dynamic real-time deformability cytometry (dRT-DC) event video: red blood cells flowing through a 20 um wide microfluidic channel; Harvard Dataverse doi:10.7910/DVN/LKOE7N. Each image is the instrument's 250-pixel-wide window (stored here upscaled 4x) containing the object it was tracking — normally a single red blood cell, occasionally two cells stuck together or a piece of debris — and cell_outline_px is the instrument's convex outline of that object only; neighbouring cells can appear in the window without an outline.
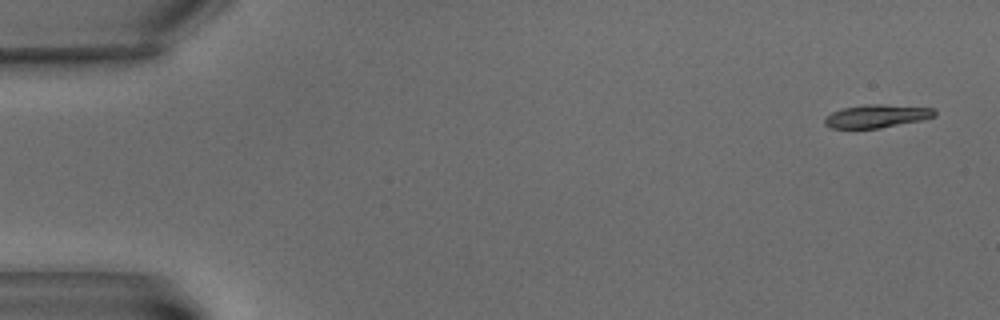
{"species": "common noctule bat (a hibernating species)", "species_latin": "Nyctalus noctula", "temperature_condition": "warm", "stored_images_in_passage": 6, "camera_frame_rate_fps": 3000, "um_per_image_px": 0.085, "animal": {"sex": "male", "body_mass_g": 15.6}, "frame": {"image": 1, "passage_image": 1, "time_ms": 0.0, "image_size_px": [1000, 320], "cell_outline_px": [[936, 116], [920, 120], [880, 128], [832, 128], [824, 124], [824, 120], [832, 112], [844, 108], [864, 104], [880, 104], [936, 108]], "centroid_in_image_um": [74.55, 9.86], "position_along_channel_um": 10.5, "area_um2": 14.68}}
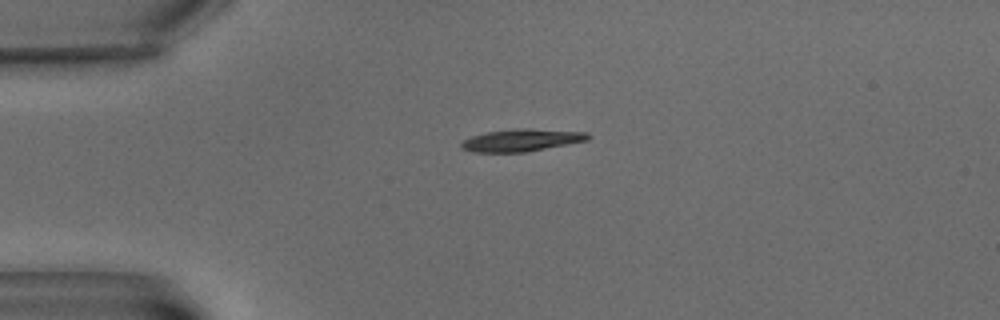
{"frame": {"image": 2, "passage_image": 5, "time_ms": 4.667, "image_size_px": [1000, 320], "cell_outline_px": [[592, 136], [588, 140], [524, 152], [472, 152], [460, 148], [460, 144], [464, 140], [472, 136], [488, 132], [516, 128], [528, 128], [588, 132]], "centroid_in_image_um": [44.34, 11.91], "position_along_channel_um": 40.7, "area_um2": 16.42}}